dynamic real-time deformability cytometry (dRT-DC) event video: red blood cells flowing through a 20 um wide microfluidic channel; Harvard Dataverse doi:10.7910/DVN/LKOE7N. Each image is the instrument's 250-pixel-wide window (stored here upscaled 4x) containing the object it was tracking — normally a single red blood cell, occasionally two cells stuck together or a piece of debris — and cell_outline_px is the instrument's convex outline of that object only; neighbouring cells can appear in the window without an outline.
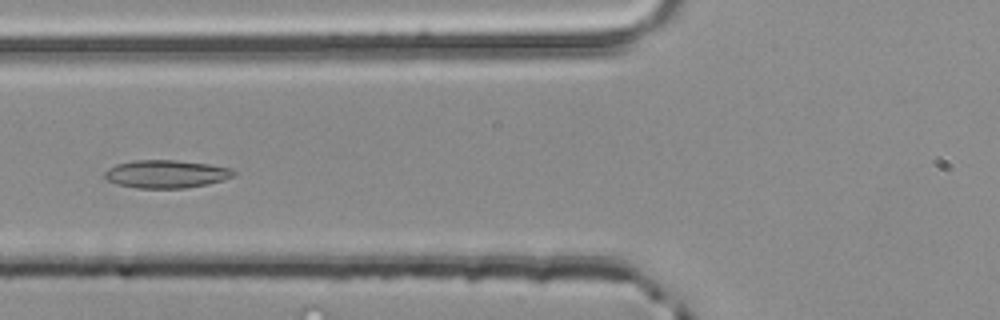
{"species": "common noctule bat (a hibernating species)", "species_latin": "Nyctalus noctula", "temperature_condition": "room temperature", "stored_images_in_passage": 52, "camera_frame_rate_fps": 3000, "um_per_image_px": 0.085, "animal": {"sex": "male", "body_mass_g": 20.4}, "frame": {"image": 1, "passage_image": 20, "time_ms": 6.333, "image_size_px": [1000, 320], "cell_outline_px": [[236, 172], [232, 176], [224, 180], [208, 184], [184, 188], [136, 188], [120, 184], [108, 180], [104, 176], [104, 172], [108, 168], [116, 164], [136, 160], [176, 160], [208, 164], [228, 168]], "centroid_in_image_um": [14.11, 14.79], "position_along_channel_um": 111.7, "area_um2": 20.81}}
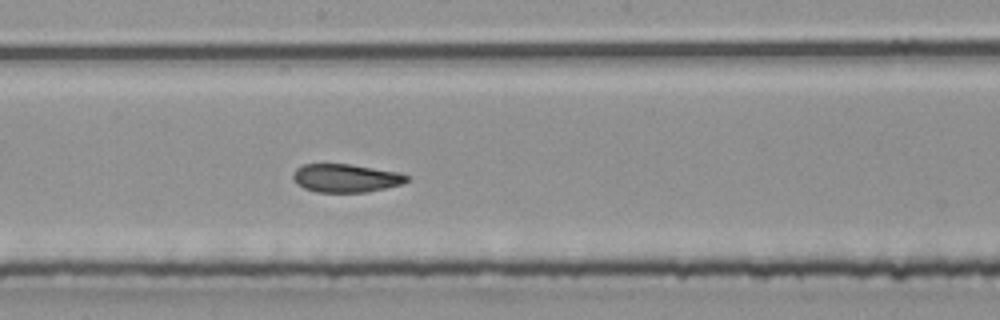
{"frame": {"image": 2, "passage_image": 28, "time_ms": 9.0, "image_size_px": [1000, 320], "cell_outline_px": [[412, 176], [408, 180], [400, 184], [368, 192], [316, 192], [304, 188], [296, 184], [292, 176], [292, 172], [296, 168], [304, 164], [352, 164], [396, 172]], "centroid_in_image_um": [29.36, 15.13], "position_along_channel_um": 218.8, "area_um2": 18.79}}
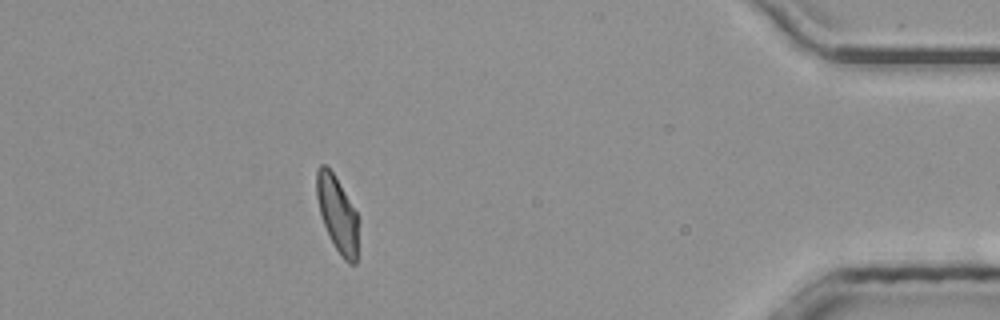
{"frame": {"image": 3, "passage_image": 46, "time_ms": 15.0, "image_size_px": [1000, 320], "cell_outline_px": [[356, 264], [348, 264], [344, 260], [336, 248], [324, 224], [320, 212], [316, 196], [316, 172], [320, 164], [324, 164], [332, 172], [356, 212]], "centroid_in_image_um": [28.63, 18.17], "position_along_channel_um": 406.6, "area_um2": 17.57}, "authors_computed_cell_mechanics": {"area_um2": 19.941, "velocity_mm_per_s": 4.0093, "shape_relaxation_time_tau1_ms": null, "shape_relaxation_time_tau2_ms": 1.5903, "deformation_change_tau1": null, "deformation_change_tau2": 0.0771}}